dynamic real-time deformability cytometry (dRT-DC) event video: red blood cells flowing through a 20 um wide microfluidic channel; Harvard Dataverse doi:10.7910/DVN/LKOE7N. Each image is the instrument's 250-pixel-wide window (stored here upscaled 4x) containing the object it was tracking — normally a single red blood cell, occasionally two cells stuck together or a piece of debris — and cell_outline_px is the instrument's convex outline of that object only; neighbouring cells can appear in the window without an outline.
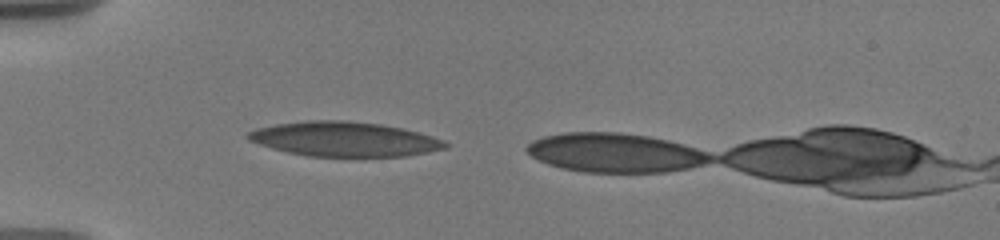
{"species": "human", "species_latin": "Homo sapiens", "temperature_condition": "warm", "stored_images_in_passage": 3, "camera_frame_rate_fps": 3000, "um_per_image_px": 0.085, "donor": {"sex": "male"}, "frame": {"image": 1, "passage_image": 1, "time_ms": 0.0, "image_size_px": [1000, 240], "cell_outline_px": [[448, 148], [404, 156], [308, 156], [288, 152], [272, 148], [248, 140], [244, 136], [248, 132], [256, 128], [276, 124], [308, 120], [344, 120], [380, 124], [400, 128], [432, 136], [444, 140], [448, 144]], "centroid_in_image_um": [29.24, 11.82], "position_along_channel_um": 55.8, "area_um2": 39.54}}